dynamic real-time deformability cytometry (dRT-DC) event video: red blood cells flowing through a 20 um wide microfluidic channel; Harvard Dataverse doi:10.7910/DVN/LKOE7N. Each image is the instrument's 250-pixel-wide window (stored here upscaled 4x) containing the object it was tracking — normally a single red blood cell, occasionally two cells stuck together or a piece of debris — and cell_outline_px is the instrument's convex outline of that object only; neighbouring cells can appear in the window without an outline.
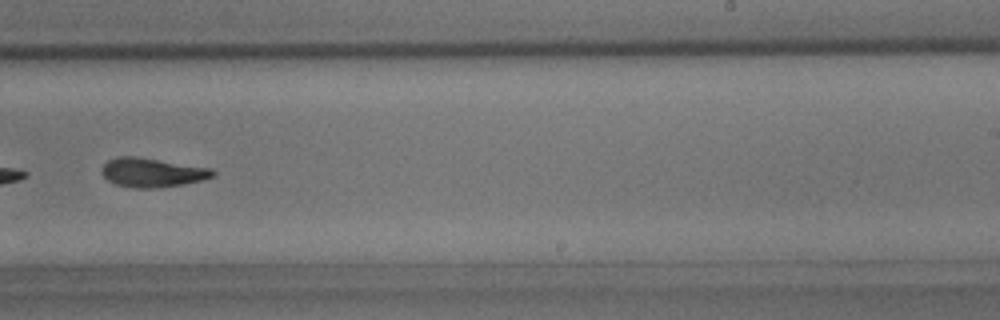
{"species": "common noctule bat (a hibernating species)", "species_latin": "Nyctalus noctula", "temperature_condition": "room temperature", "stored_images_in_passage": 45, "segment_of_instrument_passage": [2, 2], "camera_frame_rate_fps": 3000, "um_per_image_px": 0.085, "animal": {"sex": "male", "body_mass_g": 15.6}, "frame": {"image": 1, "passage_image": 29, "time_ms": 9.333, "image_size_px": [1000, 320], "cell_outline_px": [[216, 176], [184, 184], [156, 188], [136, 188], [116, 184], [108, 180], [100, 172], [100, 168], [108, 160], [120, 156], [136, 156], [212, 168], [216, 172]], "centroid_in_image_um": [12.94, 14.66], "position_along_channel_um": 276.1, "area_um2": 18.9}}